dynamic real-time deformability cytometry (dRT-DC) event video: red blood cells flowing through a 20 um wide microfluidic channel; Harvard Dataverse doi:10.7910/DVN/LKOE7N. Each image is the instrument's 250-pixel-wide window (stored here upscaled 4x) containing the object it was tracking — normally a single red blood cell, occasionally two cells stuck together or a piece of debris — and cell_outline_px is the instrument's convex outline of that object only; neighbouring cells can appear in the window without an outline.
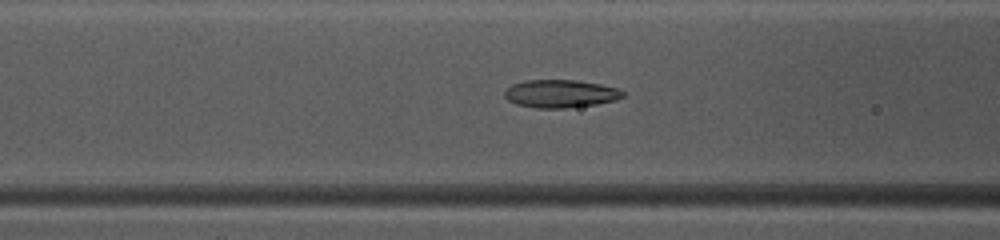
{"species": "common noctule bat (a hibernating species)", "species_latin": "Nyctalus noctula", "temperature_condition": "warm", "stored_images_in_passage": 50, "camera_frame_rate_fps": 3000, "um_per_image_px": 0.085, "animal": {"sex": "female", "body_mass_g": 10.0, "forearm_length_mm": 53.1}, "frame": {"image": 1, "passage_image": 21, "time_ms": 6.667, "image_size_px": [1000, 240], "cell_outline_px": [[624, 96], [616, 100], [596, 104], [564, 108], [536, 108], [516, 104], [508, 100], [504, 96], [504, 92], [512, 84], [528, 80], [576, 80], [600, 84], [616, 88], [624, 92]], "centroid_in_image_um": [47.63, 7.96], "position_along_channel_um": 119.0, "area_um2": 19.13}}
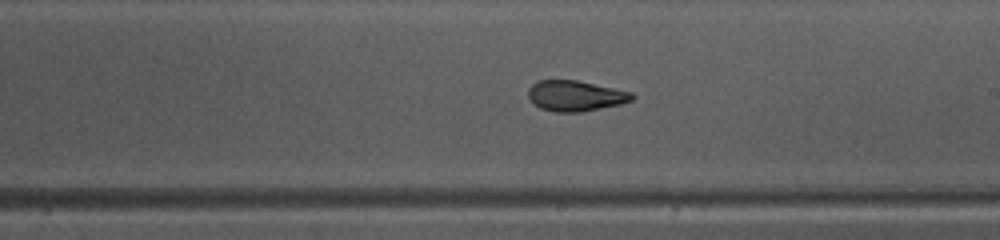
{"frame": {"image": 2, "passage_image": 30, "time_ms": 9.667, "image_size_px": [1000, 240], "cell_outline_px": [[636, 96], [632, 100], [620, 104], [580, 112], [556, 112], [540, 108], [528, 96], [528, 88], [536, 80], [576, 80], [632, 92]], "centroid_in_image_um": [48.9, 8.14], "position_along_channel_um": 240.1, "area_um2": 18.38}}
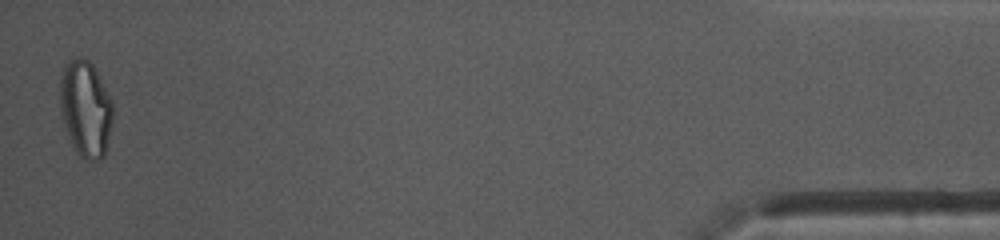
{"frame": {"image": 3, "passage_image": 50, "time_ms": 16.333, "image_size_px": [1000, 240], "cell_outline_px": [[112, 120], [108, 140], [104, 156], [100, 160], [84, 160], [76, 152], [72, 144], [64, 124], [60, 112], [60, 76], [64, 64], [68, 60], [80, 56], [88, 60], [92, 64], [112, 100]], "centroid_in_image_um": [7.25, 9.23], "position_along_channel_um": 427.9, "area_um2": 29.71}, "authors_computed_cell_mechanics": {"area_um2": 20.1722, "velocity_mm_per_s": 4.0235, "shape_relaxation_time_tau1_ms": 9.0348, "shape_relaxation_time_tau2_ms": 1.5932, "deformation_change_tau1": 0.2435, "deformation_change_tau2": 0.0898}}